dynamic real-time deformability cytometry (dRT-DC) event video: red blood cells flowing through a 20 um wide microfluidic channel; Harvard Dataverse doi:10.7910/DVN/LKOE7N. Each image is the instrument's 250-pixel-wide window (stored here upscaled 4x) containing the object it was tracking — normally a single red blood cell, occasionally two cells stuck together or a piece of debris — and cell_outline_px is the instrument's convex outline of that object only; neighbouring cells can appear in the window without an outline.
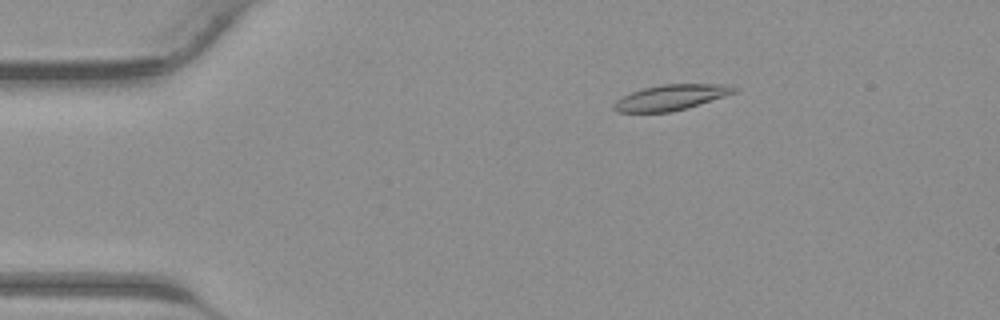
{"species": "common noctule bat (a hibernating species)", "species_latin": "Nyctalus noctula", "temperature_condition": "warm", "stored_images_in_passage": 42, "camera_frame_rate_fps": 3000, "um_per_image_px": 0.085, "animal": {"sex": "male", "body_mass_g": 23.1, "forearm_length_mm": 52.7}, "frame": {"image": 1, "passage_image": 8, "time_ms": 2.333, "image_size_px": [1000, 320], "cell_outline_px": [[740, 88], [736, 92], [688, 108], [672, 112], [616, 112], [612, 108], [612, 104], [616, 100], [632, 92], [644, 88], [660, 84], [732, 84]], "centroid_in_image_um": [57.06, 8.27], "position_along_channel_um": 27.9, "area_um2": 18.03}}
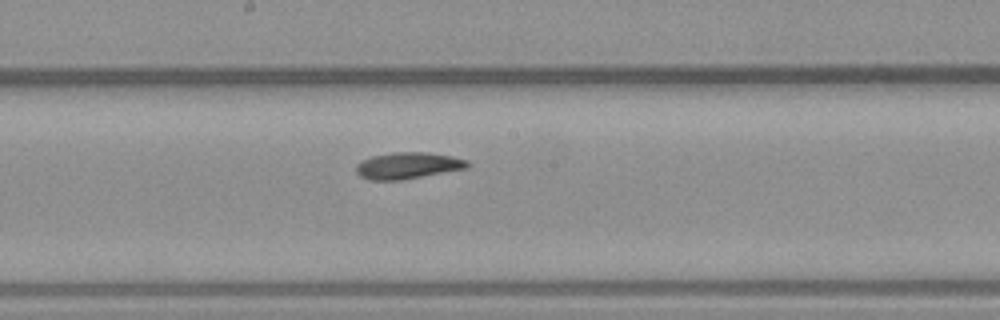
{"frame": {"image": 2, "passage_image": 23, "time_ms": 7.333, "image_size_px": [1000, 320], "cell_outline_px": [[472, 164], [468, 168], [400, 180], [368, 180], [360, 176], [356, 172], [356, 164], [360, 160], [372, 156], [392, 152], [424, 152], [452, 156], [468, 160]], "centroid_in_image_um": [34.66, 14.07], "position_along_channel_um": 213.5, "area_um2": 17.34}}
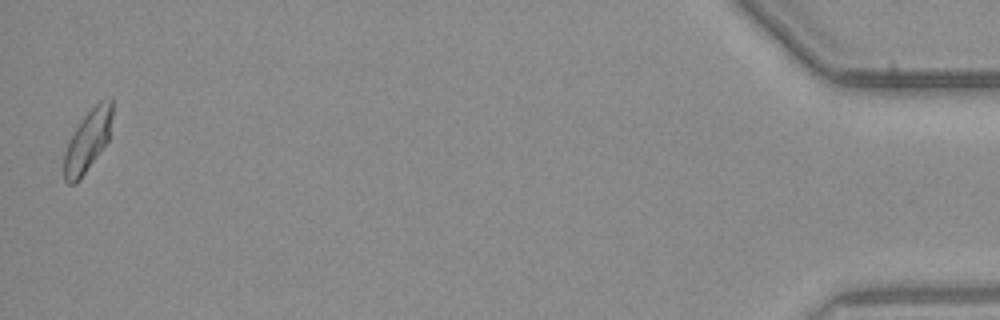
{"frame": {"image": 3, "passage_image": 42, "time_ms": 13.667, "image_size_px": [1000, 320], "cell_outline_px": [[112, 116], [108, 140], [80, 180], [76, 184], [68, 184], [64, 180], [64, 152], [68, 140], [84, 116], [100, 100], [112, 96]], "centroid_in_image_um": [7.44, 11.97], "position_along_channel_um": 427.8, "area_um2": 17.22}}